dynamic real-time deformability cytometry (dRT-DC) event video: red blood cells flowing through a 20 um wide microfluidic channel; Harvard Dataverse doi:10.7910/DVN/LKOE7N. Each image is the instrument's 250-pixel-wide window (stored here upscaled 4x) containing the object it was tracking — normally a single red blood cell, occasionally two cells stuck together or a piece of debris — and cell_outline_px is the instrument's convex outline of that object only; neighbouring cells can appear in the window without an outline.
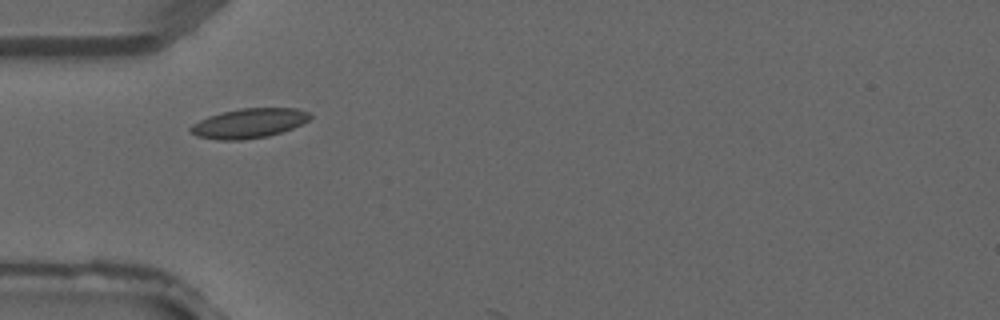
{"species": "common noctule bat (a hibernating species)", "species_latin": "Nyctalus noctula", "temperature_condition": "warm", "stored_images_in_passage": 1, "camera_frame_rate_fps": 3000, "um_per_image_px": 0.085, "animal": {"sex": "male", "forearm_length_mm": 52.5}, "frame": {"image": 1, "passage_image": 1, "time_ms": 0.0, "image_size_px": [1000, 320], "cell_outline_px": [[312, 116], [308, 120], [292, 128], [268, 136], [244, 140], [216, 140], [196, 136], [188, 128], [192, 124], [208, 116], [220, 112], [240, 108], [296, 108], [312, 112]], "centroid_in_image_um": [21.15, 10.47], "position_along_channel_um": 63.8, "area_um2": 20.75}}